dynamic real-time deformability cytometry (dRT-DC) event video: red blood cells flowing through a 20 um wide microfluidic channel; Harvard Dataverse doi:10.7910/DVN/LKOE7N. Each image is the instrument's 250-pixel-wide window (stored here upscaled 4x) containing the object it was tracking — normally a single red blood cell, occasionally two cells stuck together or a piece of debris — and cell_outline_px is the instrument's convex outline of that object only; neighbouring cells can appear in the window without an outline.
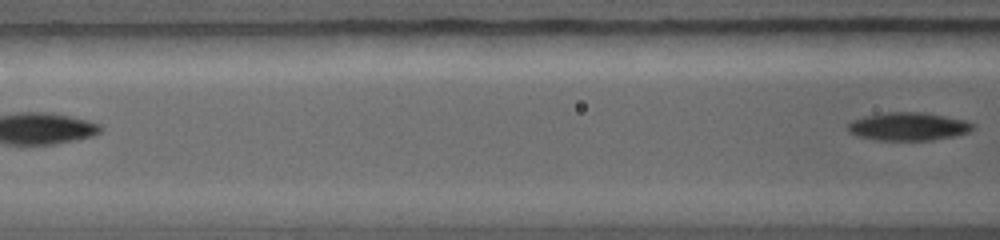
{"species": "common noctule bat (a hibernating species)", "species_latin": "Nyctalus noctula", "temperature_condition": "warm", "stored_images_in_passage": 7, "segment_of_instrument_passage": [2, 2], "camera_frame_rate_fps": 5000, "um_per_image_px": 0.085, "animal": {"sex": "female", "body_mass_g": 19.0, "forearm_length_mm": 56.7}, "frame": {"image": 1, "passage_image": 7, "time_ms": 4.6, "image_size_px": [1000, 240], "cell_outline_px": [[976, 124], [968, 132], [952, 136], [932, 140], [876, 140], [856, 136], [848, 132], [848, 124], [852, 120], [864, 116], [888, 112], [924, 112], [964, 120]], "centroid_in_image_um": [77.16, 10.75], "position_along_channel_um": 89.4, "area_um2": 20.4}}